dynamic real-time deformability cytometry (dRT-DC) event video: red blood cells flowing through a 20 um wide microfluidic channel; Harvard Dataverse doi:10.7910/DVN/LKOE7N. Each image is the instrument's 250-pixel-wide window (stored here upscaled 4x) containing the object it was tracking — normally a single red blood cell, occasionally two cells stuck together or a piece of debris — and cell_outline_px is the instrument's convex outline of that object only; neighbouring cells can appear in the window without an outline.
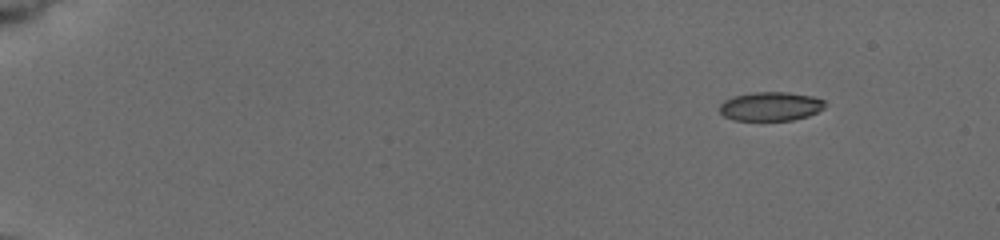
{"species": "common noctule bat (a hibernating species)", "species_latin": "Nyctalus noctula", "temperature_condition": "cold", "stored_images_in_passage": 32, "camera_frame_rate_fps": 3000, "um_per_image_px": 0.085, "animal": {"sex": "female", "body_mass_g": 19.5, "forearm_length_mm": 54.1}, "frame": {"image": 1, "passage_image": 1, "time_ms": 0.0, "image_size_px": [1000, 240], "cell_outline_px": [[824, 108], [808, 116], [792, 120], [732, 120], [724, 116], [720, 112], [720, 104], [724, 100], [732, 96], [756, 92], [788, 92], [812, 96], [824, 100]], "centroid_in_image_um": [65.48, 9.04], "position_along_channel_um": 19.5, "area_um2": 17.74}}
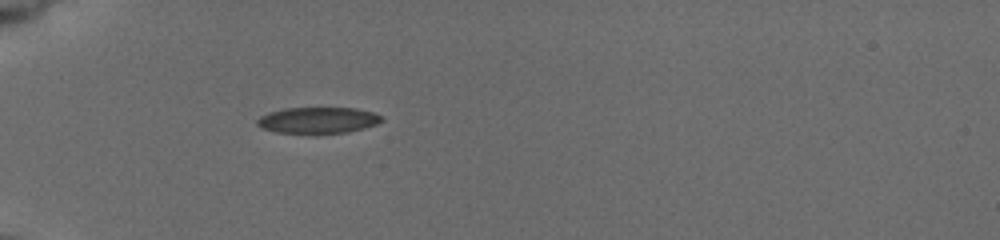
{"frame": {"image": 2, "passage_image": 23, "time_ms": 4.333, "image_size_px": [1000, 240], "cell_outline_px": [[384, 120], [376, 124], [364, 128], [348, 132], [316, 136], [312, 136], [276, 132], [260, 128], [256, 124], [256, 120], [260, 116], [268, 112], [284, 108], [356, 108], [372, 112], [380, 116]], "centroid_in_image_um": [26.97, 10.26], "position_along_channel_um": 58.0, "area_um2": 19.83}}
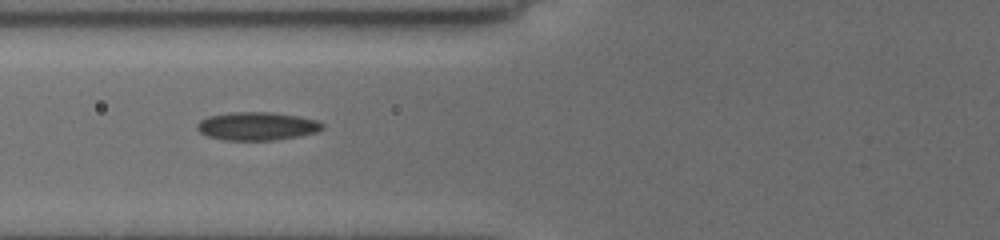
{"frame": {"image": 3, "passage_image": 31, "time_ms": 6.0, "image_size_px": [1000, 240], "cell_outline_px": [[324, 128], [320, 132], [300, 136], [276, 140], [224, 140], [208, 136], [200, 132], [196, 128], [196, 124], [200, 120], [208, 116], [232, 112], [272, 112], [296, 116], [316, 120], [324, 124]], "centroid_in_image_um": [21.86, 10.73], "position_along_channel_um": 103.9, "area_um2": 20.75}}